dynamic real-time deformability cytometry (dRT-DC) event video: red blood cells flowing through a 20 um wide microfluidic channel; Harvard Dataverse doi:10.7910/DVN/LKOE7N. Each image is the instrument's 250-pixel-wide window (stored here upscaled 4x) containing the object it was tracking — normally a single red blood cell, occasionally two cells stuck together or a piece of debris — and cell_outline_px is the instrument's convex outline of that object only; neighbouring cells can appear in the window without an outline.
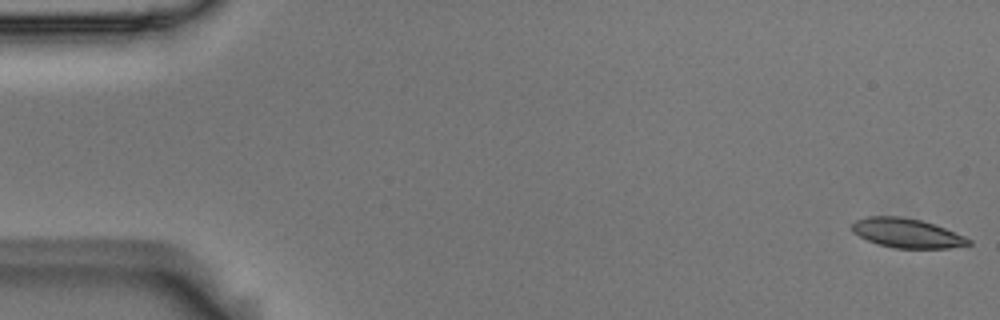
{"species": "Egyptian fruit bat (a non-hibernating species)", "species_latin": "Rousettus aegyptiacus", "temperature_condition": "room temperature", "stored_images_in_passage": 55, "camera_frame_rate_fps": 3000, "um_per_image_px": 0.085, "animal": {"sex": "male"}, "frame": {"image": 1, "passage_image": 1, "time_ms": 0.0, "image_size_px": [1000, 320], "cell_outline_px": [[972, 244], [948, 248], [896, 248], [880, 244], [868, 240], [852, 232], [852, 224], [856, 220], [868, 216], [900, 216], [920, 220], [944, 228], [964, 236], [972, 240]], "centroid_in_image_um": [77.08, 19.81], "position_along_channel_um": 7.9, "area_um2": 19.65}}
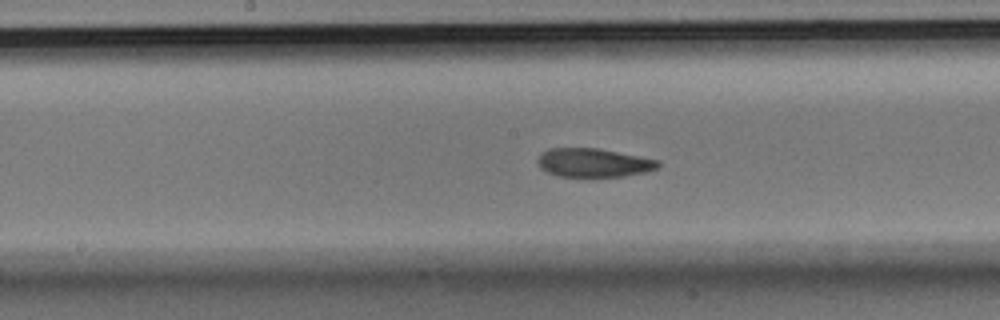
{"frame": {"image": 2, "passage_image": 28, "time_ms": 9.0, "image_size_px": [1000, 320], "cell_outline_px": [[660, 168], [644, 172], [624, 176], [556, 176], [540, 168], [536, 160], [540, 152], [548, 148], [600, 148], [660, 160]], "centroid_in_image_um": [50.44, 13.81], "position_along_channel_um": 197.8, "area_um2": 20.35}}
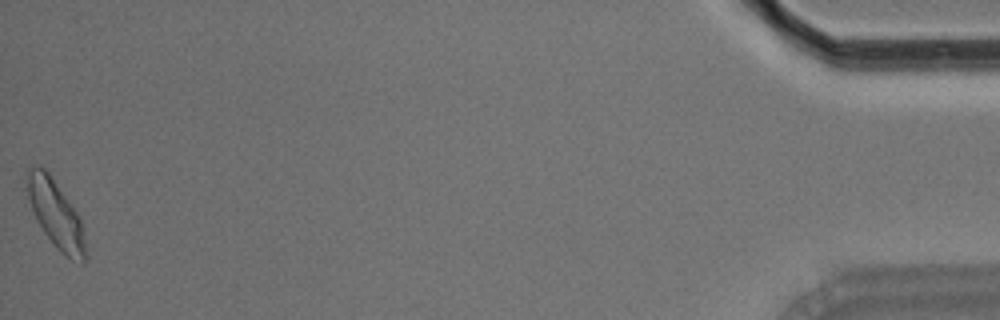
{"frame": {"image": 3, "passage_image": 55, "time_ms": 18.0, "image_size_px": [1000, 320], "cell_outline_px": [[88, 256], [84, 264], [80, 264], [64, 256], [56, 248], [44, 232], [36, 220], [24, 188], [28, 168], [32, 164], [40, 164], [48, 172], [76, 212], [80, 220]], "centroid_in_image_um": [4.7, 18.21], "position_along_channel_um": 430.5, "area_um2": 23.35}, "authors_computed_cell_mechanics": {"area_um2": 20.808, "velocity_mm_per_s": 3.6628, "shape_relaxation_time_tau1_ms": 5.8895, "shape_relaxation_time_tau2_ms": 3.0996, "deformation_change_tau1": 0.1346, "deformation_change_tau2": 0.0914}}